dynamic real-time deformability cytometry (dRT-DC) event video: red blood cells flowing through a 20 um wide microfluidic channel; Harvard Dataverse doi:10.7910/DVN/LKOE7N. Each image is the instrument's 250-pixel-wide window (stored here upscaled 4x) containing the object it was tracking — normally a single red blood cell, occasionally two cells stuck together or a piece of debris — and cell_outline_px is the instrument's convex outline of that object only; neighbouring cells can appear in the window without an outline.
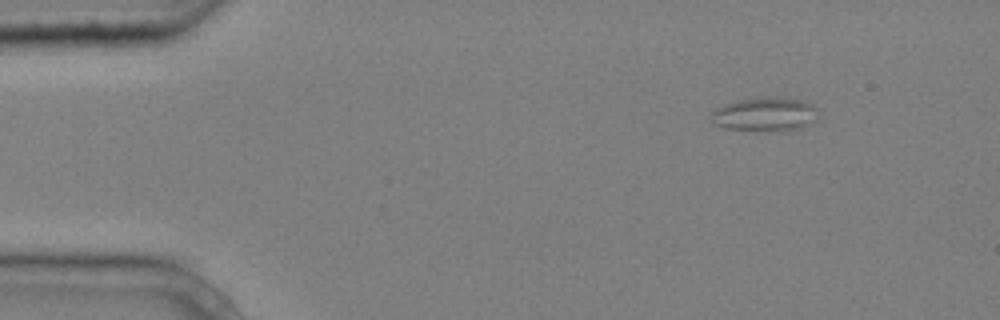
{"species": "common noctule bat (a hibernating species)", "species_latin": "Nyctalus noctula", "temperature_condition": "cold", "stored_images_in_passage": 3, "camera_frame_rate_fps": 3000, "um_per_image_px": 0.085, "animal": {"sex": "male", "body_mass_g": 20.4}, "frame": {"image": 1, "passage_image": 3, "time_ms": 0.667, "image_size_px": [1000, 320], "cell_outline_px": [[820, 108], [816, 120], [800, 128], [780, 132], [768, 132], [724, 128], [712, 124], [708, 120], [708, 116], [716, 108], [724, 104], [736, 100], [776, 96], [804, 100]], "centroid_in_image_um": [65.02, 9.73], "position_along_channel_um": 20.0, "area_um2": 22.02}}